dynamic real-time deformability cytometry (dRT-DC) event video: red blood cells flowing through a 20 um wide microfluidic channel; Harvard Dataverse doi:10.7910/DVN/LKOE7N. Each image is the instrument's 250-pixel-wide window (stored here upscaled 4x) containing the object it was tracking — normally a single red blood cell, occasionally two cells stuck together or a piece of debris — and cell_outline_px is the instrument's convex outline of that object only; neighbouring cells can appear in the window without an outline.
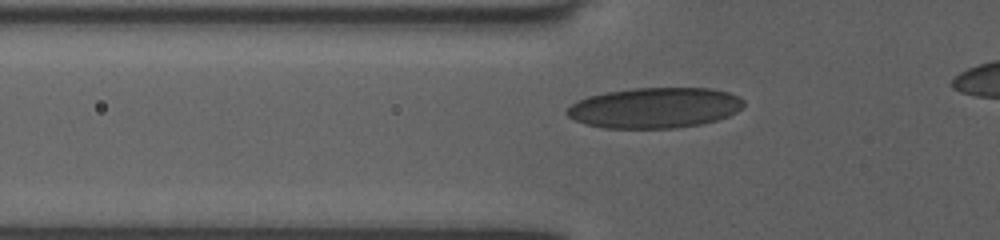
{"species": "human", "species_latin": "Homo sapiens", "temperature_condition": "room temperature", "stored_images_in_passage": 32, "camera_frame_rate_fps": 3000, "um_per_image_px": 0.085, "donor": {"sex": "female"}, "frame": {"image": 1, "passage_image": 4, "time_ms": 1.0, "image_size_px": [1000, 240], "cell_outline_px": [[744, 104], [736, 112], [728, 116], [716, 120], [700, 124], [676, 128], [604, 128], [584, 124], [568, 116], [564, 112], [576, 100], [588, 96], [608, 92], [632, 88], [708, 88], [728, 92], [744, 100]], "centroid_in_image_um": [55.62, 9.16], "position_along_channel_um": 70.2, "area_um2": 41.67}}
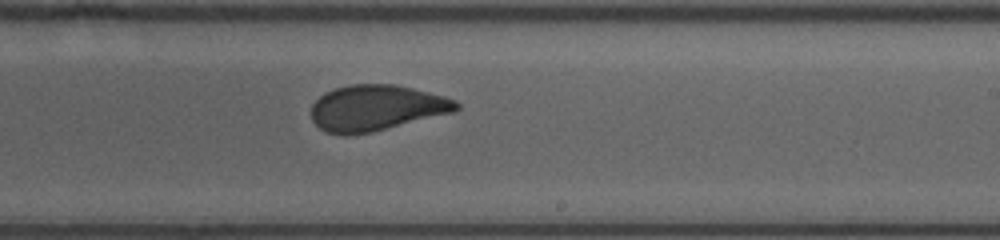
{"frame": {"image": 2, "passage_image": 18, "time_ms": 5.667, "image_size_px": [1000, 240], "cell_outline_px": [[460, 108], [452, 112], [372, 132], [344, 136], [324, 132], [312, 120], [312, 104], [324, 92], [336, 88], [352, 84], [396, 84], [444, 96], [456, 100], [460, 104]], "centroid_in_image_um": [31.96, 9.17], "position_along_channel_um": 257.0, "area_um2": 38.67}}
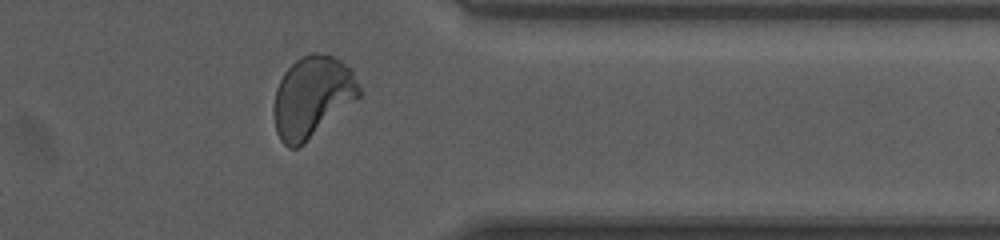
{"frame": {"image": 3, "passage_image": 28, "time_ms": 9.0, "image_size_px": [1000, 240], "cell_outline_px": [[360, 96], [304, 144], [296, 148], [288, 148], [280, 140], [276, 132], [272, 112], [272, 108], [276, 88], [284, 72], [300, 56], [312, 52], [316, 52], [332, 56], [340, 60], [352, 68], [360, 88]], "centroid_in_image_um": [26.51, 8.23], "position_along_channel_um": 384.9, "area_um2": 40.63}}